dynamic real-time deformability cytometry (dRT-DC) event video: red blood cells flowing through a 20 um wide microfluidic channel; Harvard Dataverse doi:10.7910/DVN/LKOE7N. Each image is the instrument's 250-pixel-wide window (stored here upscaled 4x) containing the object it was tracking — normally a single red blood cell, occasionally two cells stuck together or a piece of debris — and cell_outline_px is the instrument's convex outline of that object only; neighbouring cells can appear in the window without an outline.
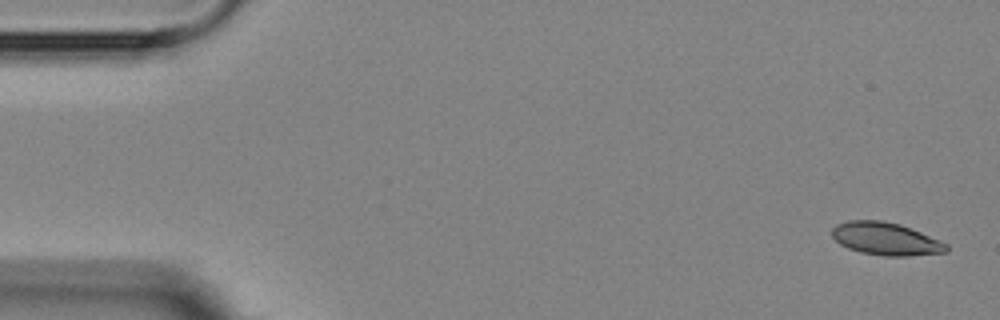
{"species": "Egyptian fruit bat (a non-hibernating species)", "species_latin": "Rousettus aegyptiacus", "temperature_condition": "room temperature", "stored_images_in_passage": 4, "camera_frame_rate_fps": 3000, "um_per_image_px": 0.085, "animal": {"sex": "female"}, "frame": {"image": 1, "passage_image": 1, "time_ms": 0.0, "image_size_px": [1000, 320], "cell_outline_px": [[948, 252], [908, 256], [884, 256], [860, 252], [848, 248], [840, 244], [832, 236], [832, 228], [836, 224], [848, 220], [884, 220], [900, 224], [940, 240], [948, 244]], "centroid_in_image_um": [75.29, 20.3], "position_along_channel_um": 9.7, "area_um2": 21.91}}